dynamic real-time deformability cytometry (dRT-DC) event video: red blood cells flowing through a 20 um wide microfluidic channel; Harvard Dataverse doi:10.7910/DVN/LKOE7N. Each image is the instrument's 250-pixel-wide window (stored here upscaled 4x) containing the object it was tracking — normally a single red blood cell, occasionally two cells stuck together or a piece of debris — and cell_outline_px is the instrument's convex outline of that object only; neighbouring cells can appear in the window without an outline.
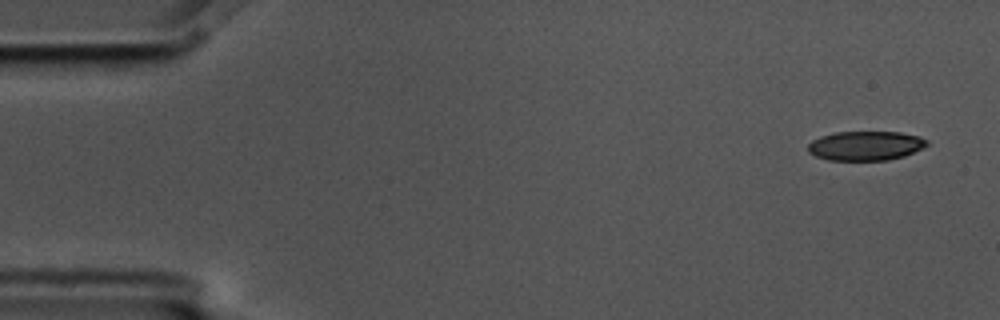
{"species": "common noctule bat (a hibernating species)", "species_latin": "Nyctalus noctula", "temperature_condition": "cold", "stored_images_in_passage": 4, "camera_frame_rate_fps": 3000, "um_per_image_px": 0.085, "animal": {"sex": "male", "body_mass_g": 17.5, "forearm_length_mm": 52.3}, "frame": {"image": 1, "passage_image": 1, "time_ms": 0.0, "image_size_px": [1000, 320], "cell_outline_px": [[928, 144], [904, 156], [888, 160], [828, 160], [816, 156], [808, 152], [808, 144], [812, 140], [820, 136], [836, 132], [900, 132], [920, 136], [928, 140]], "centroid_in_image_um": [73.55, 12.38], "position_along_channel_um": 11.4, "area_um2": 20.29}}